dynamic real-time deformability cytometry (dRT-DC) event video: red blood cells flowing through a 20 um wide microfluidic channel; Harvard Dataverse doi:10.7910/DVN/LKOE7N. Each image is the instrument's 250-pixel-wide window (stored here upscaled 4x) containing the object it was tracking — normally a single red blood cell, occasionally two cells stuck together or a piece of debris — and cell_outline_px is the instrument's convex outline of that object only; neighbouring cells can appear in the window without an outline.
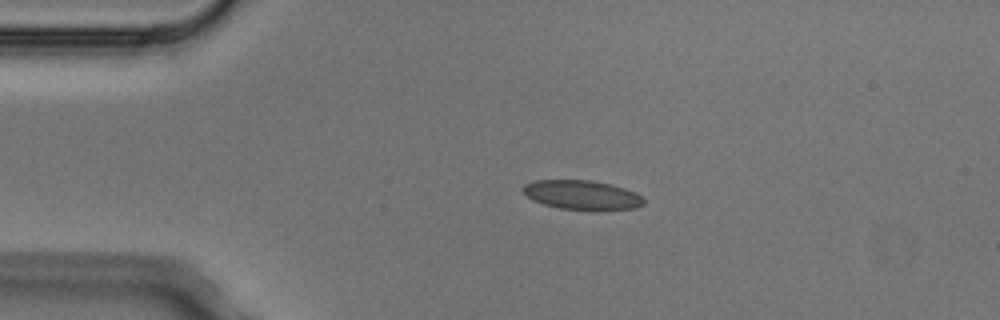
{"species": "Egyptian fruit bat (a non-hibernating species)", "species_latin": "Rousettus aegyptiacus", "temperature_condition": "cold", "stored_images_in_passage": 3, "camera_frame_rate_fps": 3000, "um_per_image_px": 0.085, "animal": {"sex": "male"}, "frame": {"image": 1, "passage_image": 2, "time_ms": 0.333, "image_size_px": [1000, 320], "cell_outline_px": [[644, 204], [636, 208], [560, 208], [544, 204], [532, 200], [524, 192], [524, 184], [532, 180], [592, 180], [624, 188], [636, 192], [644, 200]], "centroid_in_image_um": [49.43, 16.53], "position_along_channel_um": 35.6, "area_um2": 19.88}}